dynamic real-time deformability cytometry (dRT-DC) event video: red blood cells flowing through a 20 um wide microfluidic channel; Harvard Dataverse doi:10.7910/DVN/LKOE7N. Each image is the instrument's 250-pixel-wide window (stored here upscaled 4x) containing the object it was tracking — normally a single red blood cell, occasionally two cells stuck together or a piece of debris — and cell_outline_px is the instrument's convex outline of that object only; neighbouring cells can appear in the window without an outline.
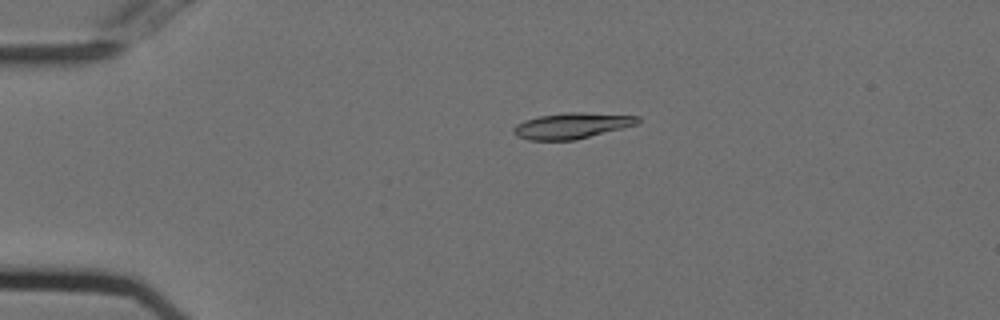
{"species": "Egyptian fruit bat (a non-hibernating species)", "species_latin": "Rousettus aegyptiacus", "temperature_condition": "cold", "stored_images_in_passage": 55, "camera_frame_rate_fps": 3000, "um_per_image_px": 0.085, "animal": {"sex": "female"}, "frame": {"image": 1, "passage_image": 12, "time_ms": 3.667, "image_size_px": [1000, 320], "cell_outline_px": [[640, 120], [636, 124], [576, 140], [528, 140], [516, 136], [512, 132], [512, 128], [516, 124], [524, 120], [540, 116], [564, 112], [580, 112], [640, 116]], "centroid_in_image_um": [48.55, 10.68], "position_along_channel_um": 36.5, "area_um2": 18.67}}
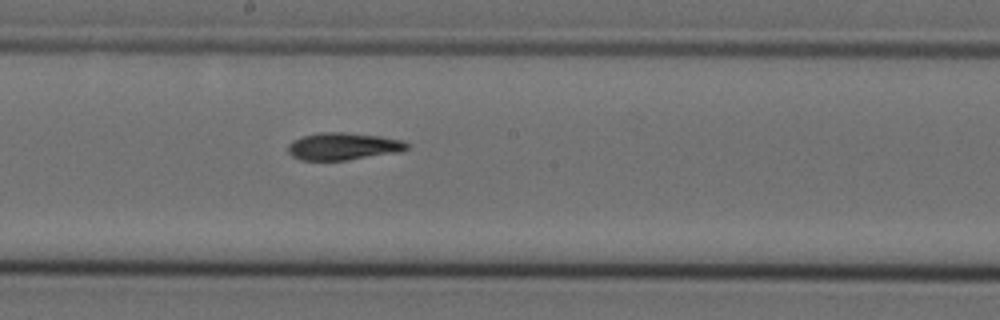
{"frame": {"image": 2, "passage_image": 30, "time_ms": 9.667, "image_size_px": [1000, 320], "cell_outline_px": [[408, 148], [400, 152], [348, 160], [300, 160], [292, 156], [288, 152], [288, 144], [292, 140], [304, 136], [320, 132], [344, 132], [380, 136], [404, 140], [408, 144]], "centroid_in_image_um": [29.17, 12.44], "position_along_channel_um": 219.0, "area_um2": 19.02}}
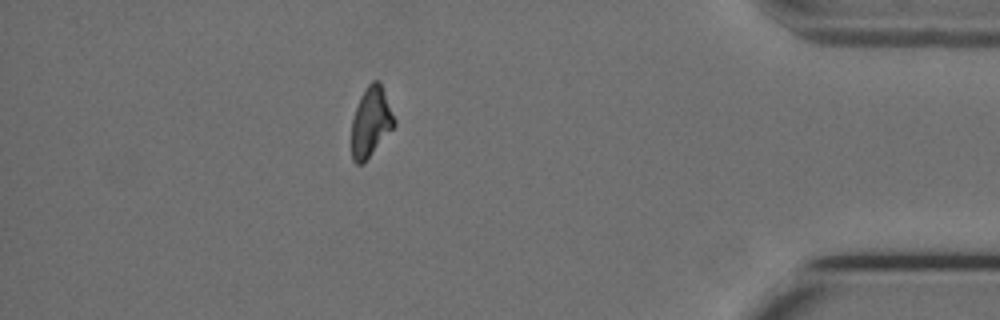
{"frame": {"image": 3, "passage_image": 48, "time_ms": 15.667, "image_size_px": [1000, 320], "cell_outline_px": [[396, 124], [368, 156], [360, 164], [356, 164], [352, 160], [352, 120], [360, 96], [368, 84], [372, 80], [380, 80], [396, 120]], "centroid_in_image_um": [31.53, 10.3], "position_along_channel_um": 403.7, "area_um2": 16.99}, "authors_computed_cell_mechanics": {"area_um2": 18.3226, "velocity_mm_per_s": 3.7412, "shape_relaxation_time_tau1_ms": null, "shape_relaxation_time_tau2_ms": 4.6596, "deformation_change_tau1": null, "deformation_change_tau2": 0.0939}}